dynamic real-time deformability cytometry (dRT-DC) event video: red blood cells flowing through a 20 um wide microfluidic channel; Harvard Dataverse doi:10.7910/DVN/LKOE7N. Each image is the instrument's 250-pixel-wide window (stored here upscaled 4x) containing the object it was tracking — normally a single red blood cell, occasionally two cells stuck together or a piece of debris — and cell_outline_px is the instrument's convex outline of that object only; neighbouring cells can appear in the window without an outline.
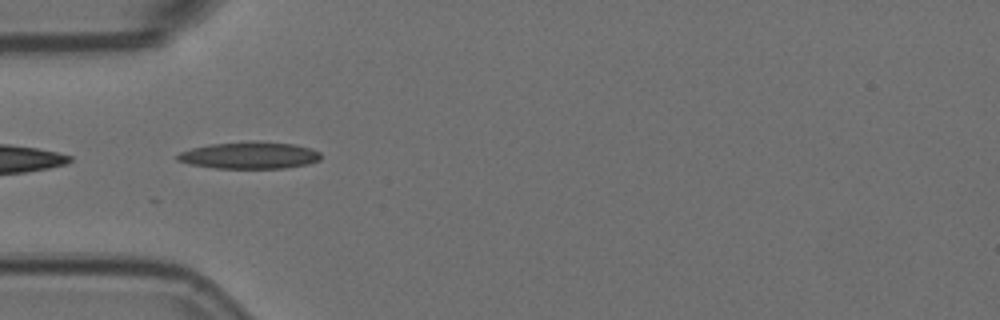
{"species": "Egyptian fruit bat (a non-hibernating species)", "species_latin": "Rousettus aegyptiacus", "temperature_condition": "room temperature", "stored_images_in_passage": 4, "camera_frame_rate_fps": 3000, "um_per_image_px": 0.085, "animal": {"sex": "female"}, "frame": {"image": 1, "passage_image": 3, "time_ms": 0.667, "image_size_px": [1000, 320], "cell_outline_px": [[320, 160], [308, 164], [284, 168], [216, 168], [188, 164], [176, 160], [176, 156], [180, 152], [192, 148], [208, 144], [248, 140], [256, 140], [296, 144], [312, 148], [320, 152]], "centroid_in_image_um": [21.21, 13.18], "position_along_channel_um": 63.8, "area_um2": 22.95}}
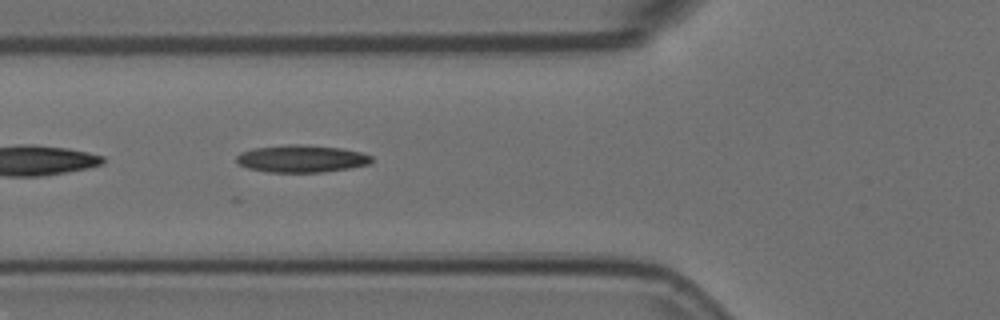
{"frame": {"image": 2, "passage_image": 4, "time_ms": 1.0, "image_size_px": [1000, 320], "cell_outline_px": [[372, 160], [368, 164], [348, 168], [320, 172], [268, 172], [248, 168], [240, 164], [236, 160], [236, 156], [240, 152], [252, 148], [288, 144], [300, 144], [340, 148], [360, 152], [372, 156]], "centroid_in_image_um": [25.58, 13.48], "position_along_channel_um": 100.2, "area_um2": 21.39}}